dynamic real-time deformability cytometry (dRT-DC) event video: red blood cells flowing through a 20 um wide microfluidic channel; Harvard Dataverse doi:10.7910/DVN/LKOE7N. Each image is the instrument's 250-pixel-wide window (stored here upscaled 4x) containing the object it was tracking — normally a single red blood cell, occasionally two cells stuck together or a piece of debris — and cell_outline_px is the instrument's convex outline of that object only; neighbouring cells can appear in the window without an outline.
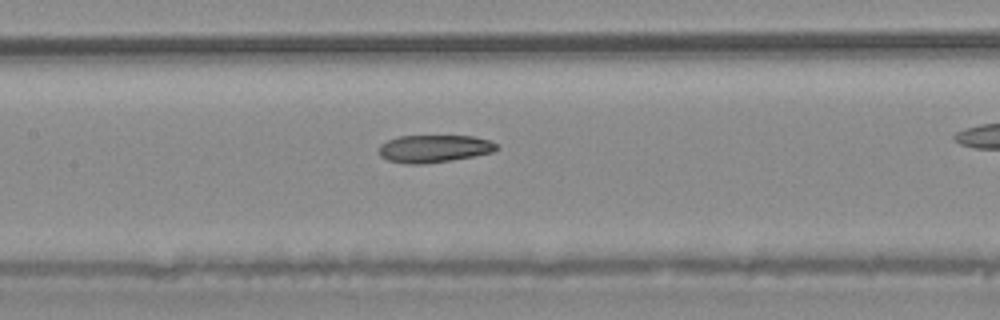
{"species": "common noctule bat (a hibernating species)", "species_latin": "Nyctalus noctula", "temperature_condition": "warm", "stored_images_in_passage": 27, "camera_frame_rate_fps": 3000, "um_per_image_px": 0.085, "animal": {"sex": "male", "body_mass_g": 20.4}, "frame": {"image": 1, "passage_image": 12, "time_ms": 3.667, "image_size_px": [1000, 320], "cell_outline_px": [[500, 148], [492, 152], [452, 160], [424, 164], [408, 164], [388, 160], [380, 156], [380, 144], [388, 140], [400, 136], [472, 136], [488, 140], [496, 144]], "centroid_in_image_um": [36.89, 12.64], "position_along_channel_um": 170.5, "area_um2": 18.73}}